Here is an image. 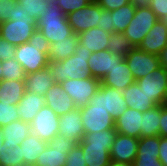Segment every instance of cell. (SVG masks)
Segmentation results:
<instances>
[{
	"label": "cell",
	"mask_w": 167,
	"mask_h": 166,
	"mask_svg": "<svg viewBox=\"0 0 167 166\" xmlns=\"http://www.w3.org/2000/svg\"><path fill=\"white\" fill-rule=\"evenodd\" d=\"M49 42L39 29L29 41L16 48L15 59L22 65L26 75L48 67Z\"/></svg>",
	"instance_id": "cell-1"
},
{
	"label": "cell",
	"mask_w": 167,
	"mask_h": 166,
	"mask_svg": "<svg viewBox=\"0 0 167 166\" xmlns=\"http://www.w3.org/2000/svg\"><path fill=\"white\" fill-rule=\"evenodd\" d=\"M115 129L85 134L78 143L82 148L87 166H109L110 150L116 137Z\"/></svg>",
	"instance_id": "cell-2"
},
{
	"label": "cell",
	"mask_w": 167,
	"mask_h": 166,
	"mask_svg": "<svg viewBox=\"0 0 167 166\" xmlns=\"http://www.w3.org/2000/svg\"><path fill=\"white\" fill-rule=\"evenodd\" d=\"M90 55L91 51L78 43L72 56L62 61L50 60L48 68L53 74L54 81L61 83L67 79H86L92 77L87 61Z\"/></svg>",
	"instance_id": "cell-3"
},
{
	"label": "cell",
	"mask_w": 167,
	"mask_h": 166,
	"mask_svg": "<svg viewBox=\"0 0 167 166\" xmlns=\"http://www.w3.org/2000/svg\"><path fill=\"white\" fill-rule=\"evenodd\" d=\"M37 29V22L16 5L12 17L0 24V37L10 44L19 46L29 41Z\"/></svg>",
	"instance_id": "cell-4"
},
{
	"label": "cell",
	"mask_w": 167,
	"mask_h": 166,
	"mask_svg": "<svg viewBox=\"0 0 167 166\" xmlns=\"http://www.w3.org/2000/svg\"><path fill=\"white\" fill-rule=\"evenodd\" d=\"M37 22V29L46 37L49 44L60 40H66L73 34L70 24L67 22L66 14L51 2Z\"/></svg>",
	"instance_id": "cell-5"
},
{
	"label": "cell",
	"mask_w": 167,
	"mask_h": 166,
	"mask_svg": "<svg viewBox=\"0 0 167 166\" xmlns=\"http://www.w3.org/2000/svg\"><path fill=\"white\" fill-rule=\"evenodd\" d=\"M157 20L155 13L146 3H137L134 17L124 31V35L133 47H138Z\"/></svg>",
	"instance_id": "cell-6"
},
{
	"label": "cell",
	"mask_w": 167,
	"mask_h": 166,
	"mask_svg": "<svg viewBox=\"0 0 167 166\" xmlns=\"http://www.w3.org/2000/svg\"><path fill=\"white\" fill-rule=\"evenodd\" d=\"M75 145L74 141L57 134L38 155L35 166H65L68 154Z\"/></svg>",
	"instance_id": "cell-7"
},
{
	"label": "cell",
	"mask_w": 167,
	"mask_h": 166,
	"mask_svg": "<svg viewBox=\"0 0 167 166\" xmlns=\"http://www.w3.org/2000/svg\"><path fill=\"white\" fill-rule=\"evenodd\" d=\"M136 82L156 105L167 104V69L165 67L160 66Z\"/></svg>",
	"instance_id": "cell-8"
},
{
	"label": "cell",
	"mask_w": 167,
	"mask_h": 166,
	"mask_svg": "<svg viewBox=\"0 0 167 166\" xmlns=\"http://www.w3.org/2000/svg\"><path fill=\"white\" fill-rule=\"evenodd\" d=\"M89 104L94 108L108 111L114 119H117L127 108L122 91L102 84L90 99Z\"/></svg>",
	"instance_id": "cell-9"
},
{
	"label": "cell",
	"mask_w": 167,
	"mask_h": 166,
	"mask_svg": "<svg viewBox=\"0 0 167 166\" xmlns=\"http://www.w3.org/2000/svg\"><path fill=\"white\" fill-rule=\"evenodd\" d=\"M60 84L73 100L75 107L82 108L89 104L90 99L99 89L101 81L89 77L86 79H67Z\"/></svg>",
	"instance_id": "cell-10"
},
{
	"label": "cell",
	"mask_w": 167,
	"mask_h": 166,
	"mask_svg": "<svg viewBox=\"0 0 167 166\" xmlns=\"http://www.w3.org/2000/svg\"><path fill=\"white\" fill-rule=\"evenodd\" d=\"M103 8L93 0L90 4L66 15L73 33L80 34L93 27H98L101 20V10Z\"/></svg>",
	"instance_id": "cell-11"
},
{
	"label": "cell",
	"mask_w": 167,
	"mask_h": 166,
	"mask_svg": "<svg viewBox=\"0 0 167 166\" xmlns=\"http://www.w3.org/2000/svg\"><path fill=\"white\" fill-rule=\"evenodd\" d=\"M30 129L33 135L48 143L59 132V116L44 105L30 122Z\"/></svg>",
	"instance_id": "cell-12"
},
{
	"label": "cell",
	"mask_w": 167,
	"mask_h": 166,
	"mask_svg": "<svg viewBox=\"0 0 167 166\" xmlns=\"http://www.w3.org/2000/svg\"><path fill=\"white\" fill-rule=\"evenodd\" d=\"M124 59L135 81L161 66L158 55L144 52L138 47H133Z\"/></svg>",
	"instance_id": "cell-13"
},
{
	"label": "cell",
	"mask_w": 167,
	"mask_h": 166,
	"mask_svg": "<svg viewBox=\"0 0 167 166\" xmlns=\"http://www.w3.org/2000/svg\"><path fill=\"white\" fill-rule=\"evenodd\" d=\"M80 111L85 134L115 129V119L108 111L90 104L80 108Z\"/></svg>",
	"instance_id": "cell-14"
},
{
	"label": "cell",
	"mask_w": 167,
	"mask_h": 166,
	"mask_svg": "<svg viewBox=\"0 0 167 166\" xmlns=\"http://www.w3.org/2000/svg\"><path fill=\"white\" fill-rule=\"evenodd\" d=\"M139 139L116 133L110 150L111 161L132 165L136 158Z\"/></svg>",
	"instance_id": "cell-15"
},
{
	"label": "cell",
	"mask_w": 167,
	"mask_h": 166,
	"mask_svg": "<svg viewBox=\"0 0 167 166\" xmlns=\"http://www.w3.org/2000/svg\"><path fill=\"white\" fill-rule=\"evenodd\" d=\"M123 60L124 57L119 54H111L108 50H101L91 53L87 61L92 77L101 81L116 63H121Z\"/></svg>",
	"instance_id": "cell-16"
},
{
	"label": "cell",
	"mask_w": 167,
	"mask_h": 166,
	"mask_svg": "<svg viewBox=\"0 0 167 166\" xmlns=\"http://www.w3.org/2000/svg\"><path fill=\"white\" fill-rule=\"evenodd\" d=\"M78 144L85 135L80 108L59 116V132Z\"/></svg>",
	"instance_id": "cell-17"
},
{
	"label": "cell",
	"mask_w": 167,
	"mask_h": 166,
	"mask_svg": "<svg viewBox=\"0 0 167 166\" xmlns=\"http://www.w3.org/2000/svg\"><path fill=\"white\" fill-rule=\"evenodd\" d=\"M143 112L127 107L125 111L115 119V131L119 134L140 139L142 133Z\"/></svg>",
	"instance_id": "cell-18"
},
{
	"label": "cell",
	"mask_w": 167,
	"mask_h": 166,
	"mask_svg": "<svg viewBox=\"0 0 167 166\" xmlns=\"http://www.w3.org/2000/svg\"><path fill=\"white\" fill-rule=\"evenodd\" d=\"M45 105L51 108L58 116L74 110L75 104L71 97L63 90L60 83H54L45 94Z\"/></svg>",
	"instance_id": "cell-19"
},
{
	"label": "cell",
	"mask_w": 167,
	"mask_h": 166,
	"mask_svg": "<svg viewBox=\"0 0 167 166\" xmlns=\"http://www.w3.org/2000/svg\"><path fill=\"white\" fill-rule=\"evenodd\" d=\"M166 45L167 28L161 20H157L138 48L144 52L159 55Z\"/></svg>",
	"instance_id": "cell-20"
},
{
	"label": "cell",
	"mask_w": 167,
	"mask_h": 166,
	"mask_svg": "<svg viewBox=\"0 0 167 166\" xmlns=\"http://www.w3.org/2000/svg\"><path fill=\"white\" fill-rule=\"evenodd\" d=\"M135 81L125 59L116 63L111 71L101 80V84L119 91H124Z\"/></svg>",
	"instance_id": "cell-21"
},
{
	"label": "cell",
	"mask_w": 167,
	"mask_h": 166,
	"mask_svg": "<svg viewBox=\"0 0 167 166\" xmlns=\"http://www.w3.org/2000/svg\"><path fill=\"white\" fill-rule=\"evenodd\" d=\"M24 82L25 91L39 94L42 97H45L49 88L55 83L53 74L48 67L34 73L27 74Z\"/></svg>",
	"instance_id": "cell-22"
},
{
	"label": "cell",
	"mask_w": 167,
	"mask_h": 166,
	"mask_svg": "<svg viewBox=\"0 0 167 166\" xmlns=\"http://www.w3.org/2000/svg\"><path fill=\"white\" fill-rule=\"evenodd\" d=\"M110 34L99 27H93L78 34V43L86 47L91 53L107 50Z\"/></svg>",
	"instance_id": "cell-23"
},
{
	"label": "cell",
	"mask_w": 167,
	"mask_h": 166,
	"mask_svg": "<svg viewBox=\"0 0 167 166\" xmlns=\"http://www.w3.org/2000/svg\"><path fill=\"white\" fill-rule=\"evenodd\" d=\"M45 104L44 97L25 91L17 104V113L20 120L30 123Z\"/></svg>",
	"instance_id": "cell-24"
},
{
	"label": "cell",
	"mask_w": 167,
	"mask_h": 166,
	"mask_svg": "<svg viewBox=\"0 0 167 166\" xmlns=\"http://www.w3.org/2000/svg\"><path fill=\"white\" fill-rule=\"evenodd\" d=\"M124 100L127 102V107L145 112L156 104L146 95V93L134 81L124 91H122Z\"/></svg>",
	"instance_id": "cell-25"
},
{
	"label": "cell",
	"mask_w": 167,
	"mask_h": 166,
	"mask_svg": "<svg viewBox=\"0 0 167 166\" xmlns=\"http://www.w3.org/2000/svg\"><path fill=\"white\" fill-rule=\"evenodd\" d=\"M4 142L7 146L15 148L31 133L30 123L22 120L13 121L2 127Z\"/></svg>",
	"instance_id": "cell-26"
},
{
	"label": "cell",
	"mask_w": 167,
	"mask_h": 166,
	"mask_svg": "<svg viewBox=\"0 0 167 166\" xmlns=\"http://www.w3.org/2000/svg\"><path fill=\"white\" fill-rule=\"evenodd\" d=\"M47 142L42 141L36 135L30 133L21 143V153L25 166H35L40 153L47 146Z\"/></svg>",
	"instance_id": "cell-27"
},
{
	"label": "cell",
	"mask_w": 167,
	"mask_h": 166,
	"mask_svg": "<svg viewBox=\"0 0 167 166\" xmlns=\"http://www.w3.org/2000/svg\"><path fill=\"white\" fill-rule=\"evenodd\" d=\"M78 44V36L73 33L66 40H60L49 44L48 60L62 61L75 53Z\"/></svg>",
	"instance_id": "cell-28"
},
{
	"label": "cell",
	"mask_w": 167,
	"mask_h": 166,
	"mask_svg": "<svg viewBox=\"0 0 167 166\" xmlns=\"http://www.w3.org/2000/svg\"><path fill=\"white\" fill-rule=\"evenodd\" d=\"M25 93L24 80H2L0 82V102L17 105Z\"/></svg>",
	"instance_id": "cell-29"
},
{
	"label": "cell",
	"mask_w": 167,
	"mask_h": 166,
	"mask_svg": "<svg viewBox=\"0 0 167 166\" xmlns=\"http://www.w3.org/2000/svg\"><path fill=\"white\" fill-rule=\"evenodd\" d=\"M137 3H130L111 11V26L113 32H124L133 19Z\"/></svg>",
	"instance_id": "cell-30"
},
{
	"label": "cell",
	"mask_w": 167,
	"mask_h": 166,
	"mask_svg": "<svg viewBox=\"0 0 167 166\" xmlns=\"http://www.w3.org/2000/svg\"><path fill=\"white\" fill-rule=\"evenodd\" d=\"M161 116V105H156L143 112L141 137L158 136Z\"/></svg>",
	"instance_id": "cell-31"
},
{
	"label": "cell",
	"mask_w": 167,
	"mask_h": 166,
	"mask_svg": "<svg viewBox=\"0 0 167 166\" xmlns=\"http://www.w3.org/2000/svg\"><path fill=\"white\" fill-rule=\"evenodd\" d=\"M107 50L113 54H119L126 57L127 54L133 49V45L129 39L125 37L124 32H113L110 34Z\"/></svg>",
	"instance_id": "cell-32"
},
{
	"label": "cell",
	"mask_w": 167,
	"mask_h": 166,
	"mask_svg": "<svg viewBox=\"0 0 167 166\" xmlns=\"http://www.w3.org/2000/svg\"><path fill=\"white\" fill-rule=\"evenodd\" d=\"M0 166H25L21 153V144L15 148L9 147L6 143L0 149Z\"/></svg>",
	"instance_id": "cell-33"
},
{
	"label": "cell",
	"mask_w": 167,
	"mask_h": 166,
	"mask_svg": "<svg viewBox=\"0 0 167 166\" xmlns=\"http://www.w3.org/2000/svg\"><path fill=\"white\" fill-rule=\"evenodd\" d=\"M160 136L141 137L139 139L136 156L158 157Z\"/></svg>",
	"instance_id": "cell-34"
},
{
	"label": "cell",
	"mask_w": 167,
	"mask_h": 166,
	"mask_svg": "<svg viewBox=\"0 0 167 166\" xmlns=\"http://www.w3.org/2000/svg\"><path fill=\"white\" fill-rule=\"evenodd\" d=\"M50 0H17L18 5L22 7V10L26 13V16H30L36 22L41 17L45 8L51 3Z\"/></svg>",
	"instance_id": "cell-35"
},
{
	"label": "cell",
	"mask_w": 167,
	"mask_h": 166,
	"mask_svg": "<svg viewBox=\"0 0 167 166\" xmlns=\"http://www.w3.org/2000/svg\"><path fill=\"white\" fill-rule=\"evenodd\" d=\"M3 80H25L26 73L22 65L16 59L2 62Z\"/></svg>",
	"instance_id": "cell-36"
},
{
	"label": "cell",
	"mask_w": 167,
	"mask_h": 166,
	"mask_svg": "<svg viewBox=\"0 0 167 166\" xmlns=\"http://www.w3.org/2000/svg\"><path fill=\"white\" fill-rule=\"evenodd\" d=\"M20 119L17 113V105L11 103L0 102V126H6L13 121Z\"/></svg>",
	"instance_id": "cell-37"
},
{
	"label": "cell",
	"mask_w": 167,
	"mask_h": 166,
	"mask_svg": "<svg viewBox=\"0 0 167 166\" xmlns=\"http://www.w3.org/2000/svg\"><path fill=\"white\" fill-rule=\"evenodd\" d=\"M93 0H55L56 5L67 15L90 4Z\"/></svg>",
	"instance_id": "cell-38"
},
{
	"label": "cell",
	"mask_w": 167,
	"mask_h": 166,
	"mask_svg": "<svg viewBox=\"0 0 167 166\" xmlns=\"http://www.w3.org/2000/svg\"><path fill=\"white\" fill-rule=\"evenodd\" d=\"M65 166H87L82 148L78 144L69 152Z\"/></svg>",
	"instance_id": "cell-39"
},
{
	"label": "cell",
	"mask_w": 167,
	"mask_h": 166,
	"mask_svg": "<svg viewBox=\"0 0 167 166\" xmlns=\"http://www.w3.org/2000/svg\"><path fill=\"white\" fill-rule=\"evenodd\" d=\"M17 4V0H0V24L12 17L13 10Z\"/></svg>",
	"instance_id": "cell-40"
},
{
	"label": "cell",
	"mask_w": 167,
	"mask_h": 166,
	"mask_svg": "<svg viewBox=\"0 0 167 166\" xmlns=\"http://www.w3.org/2000/svg\"><path fill=\"white\" fill-rule=\"evenodd\" d=\"M145 3L152 9L158 20L167 15V0H146Z\"/></svg>",
	"instance_id": "cell-41"
},
{
	"label": "cell",
	"mask_w": 167,
	"mask_h": 166,
	"mask_svg": "<svg viewBox=\"0 0 167 166\" xmlns=\"http://www.w3.org/2000/svg\"><path fill=\"white\" fill-rule=\"evenodd\" d=\"M16 48L17 46L0 37V62L15 59Z\"/></svg>",
	"instance_id": "cell-42"
},
{
	"label": "cell",
	"mask_w": 167,
	"mask_h": 166,
	"mask_svg": "<svg viewBox=\"0 0 167 166\" xmlns=\"http://www.w3.org/2000/svg\"><path fill=\"white\" fill-rule=\"evenodd\" d=\"M104 10L113 11L128 4L131 0H95Z\"/></svg>",
	"instance_id": "cell-43"
},
{
	"label": "cell",
	"mask_w": 167,
	"mask_h": 166,
	"mask_svg": "<svg viewBox=\"0 0 167 166\" xmlns=\"http://www.w3.org/2000/svg\"><path fill=\"white\" fill-rule=\"evenodd\" d=\"M132 166H164L158 157L136 156Z\"/></svg>",
	"instance_id": "cell-44"
},
{
	"label": "cell",
	"mask_w": 167,
	"mask_h": 166,
	"mask_svg": "<svg viewBox=\"0 0 167 166\" xmlns=\"http://www.w3.org/2000/svg\"><path fill=\"white\" fill-rule=\"evenodd\" d=\"M98 27L103 29L104 31L112 33L111 11H107L104 9L101 10V20L100 24H98Z\"/></svg>",
	"instance_id": "cell-45"
},
{
	"label": "cell",
	"mask_w": 167,
	"mask_h": 166,
	"mask_svg": "<svg viewBox=\"0 0 167 166\" xmlns=\"http://www.w3.org/2000/svg\"><path fill=\"white\" fill-rule=\"evenodd\" d=\"M159 136L167 137V104L161 105Z\"/></svg>",
	"instance_id": "cell-46"
},
{
	"label": "cell",
	"mask_w": 167,
	"mask_h": 166,
	"mask_svg": "<svg viewBox=\"0 0 167 166\" xmlns=\"http://www.w3.org/2000/svg\"><path fill=\"white\" fill-rule=\"evenodd\" d=\"M158 159L164 166H167V137L160 136Z\"/></svg>",
	"instance_id": "cell-47"
},
{
	"label": "cell",
	"mask_w": 167,
	"mask_h": 166,
	"mask_svg": "<svg viewBox=\"0 0 167 166\" xmlns=\"http://www.w3.org/2000/svg\"><path fill=\"white\" fill-rule=\"evenodd\" d=\"M158 56L161 66L167 69V45L163 48Z\"/></svg>",
	"instance_id": "cell-48"
},
{
	"label": "cell",
	"mask_w": 167,
	"mask_h": 166,
	"mask_svg": "<svg viewBox=\"0 0 167 166\" xmlns=\"http://www.w3.org/2000/svg\"><path fill=\"white\" fill-rule=\"evenodd\" d=\"M109 166H132V165L123 164V163H116V162L111 161V163L109 164Z\"/></svg>",
	"instance_id": "cell-49"
},
{
	"label": "cell",
	"mask_w": 167,
	"mask_h": 166,
	"mask_svg": "<svg viewBox=\"0 0 167 166\" xmlns=\"http://www.w3.org/2000/svg\"><path fill=\"white\" fill-rule=\"evenodd\" d=\"M3 142H4V137L2 133V127L0 126V149L2 148Z\"/></svg>",
	"instance_id": "cell-50"
},
{
	"label": "cell",
	"mask_w": 167,
	"mask_h": 166,
	"mask_svg": "<svg viewBox=\"0 0 167 166\" xmlns=\"http://www.w3.org/2000/svg\"><path fill=\"white\" fill-rule=\"evenodd\" d=\"M3 80L2 76V62H0V82Z\"/></svg>",
	"instance_id": "cell-51"
},
{
	"label": "cell",
	"mask_w": 167,
	"mask_h": 166,
	"mask_svg": "<svg viewBox=\"0 0 167 166\" xmlns=\"http://www.w3.org/2000/svg\"><path fill=\"white\" fill-rule=\"evenodd\" d=\"M161 21L165 24V26L167 28V15L164 16V18H162Z\"/></svg>",
	"instance_id": "cell-52"
},
{
	"label": "cell",
	"mask_w": 167,
	"mask_h": 166,
	"mask_svg": "<svg viewBox=\"0 0 167 166\" xmlns=\"http://www.w3.org/2000/svg\"><path fill=\"white\" fill-rule=\"evenodd\" d=\"M133 2H136V3H145L146 0H131Z\"/></svg>",
	"instance_id": "cell-53"
}]
</instances>
